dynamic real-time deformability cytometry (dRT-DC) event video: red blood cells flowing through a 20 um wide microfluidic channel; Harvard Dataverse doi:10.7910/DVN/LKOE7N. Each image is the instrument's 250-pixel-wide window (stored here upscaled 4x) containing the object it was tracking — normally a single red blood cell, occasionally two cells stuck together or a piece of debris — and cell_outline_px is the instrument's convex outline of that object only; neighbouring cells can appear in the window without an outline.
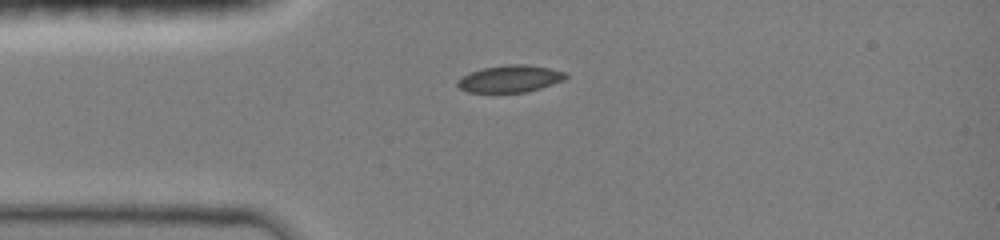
{"species": "common noctule bat (a hibernating species)", "species_latin": "Nyctalus noctula", "temperature_condition": "room temperature", "stored_images_in_passage": 4, "camera_frame_rate_fps": 3000, "um_per_image_px": 0.085, "animal": {"sex": "female", "body_mass_g": 19.0, "forearm_length_mm": 51.5}, "frame": {"image": 1, "passage_image": 1, "time_ms": 0.0, "image_size_px": [1000, 240], "cell_outline_px": [[568, 76], [564, 80], [528, 92], [468, 92], [460, 88], [456, 84], [456, 80], [460, 76], [468, 72], [484, 68], [508, 64], [524, 64], [548, 68], [564, 72]], "centroid_in_image_um": [43.3, 6.69], "position_along_channel_um": 41.7, "area_um2": 17.05}}
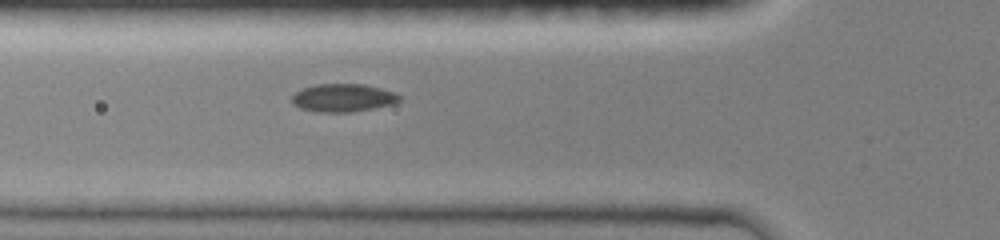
{"frame": {"image": 2, "passage_image": 4, "time_ms": 1.667, "image_size_px": [1000, 240], "cell_outline_px": [[400, 100], [392, 104], [372, 108], [348, 112], [320, 112], [300, 108], [292, 104], [292, 96], [296, 92], [304, 88], [316, 84], [364, 84], [380, 88], [392, 92], [400, 96]], "centroid_in_image_um": [29.13, 8.31], "position_along_channel_um": 96.7, "area_um2": 17.28}}